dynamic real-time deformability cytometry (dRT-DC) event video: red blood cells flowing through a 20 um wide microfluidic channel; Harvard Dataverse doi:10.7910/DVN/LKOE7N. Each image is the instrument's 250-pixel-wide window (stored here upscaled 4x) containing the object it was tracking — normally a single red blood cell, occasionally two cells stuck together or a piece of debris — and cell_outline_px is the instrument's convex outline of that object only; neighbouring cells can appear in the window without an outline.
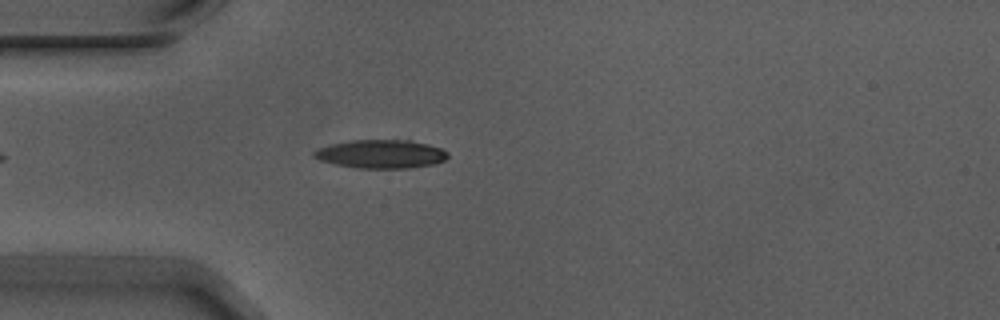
{"species": "Egyptian fruit bat (a non-hibernating species)", "species_latin": "Rousettus aegyptiacus", "temperature_condition": "warm", "stored_images_in_passage": 2, "camera_frame_rate_fps": 3000, "um_per_image_px": 0.085, "animal": {"sex": "male"}, "frame": {"image": 1, "passage_image": 2, "time_ms": 0.333, "image_size_px": [1000, 320], "cell_outline_px": [[448, 156], [444, 160], [432, 164], [408, 168], [356, 168], [336, 164], [320, 160], [312, 156], [312, 152], [320, 148], [332, 144], [348, 140], [412, 140], [428, 144], [440, 148], [448, 152]], "centroid_in_image_um": [32.38, 13.08], "position_along_channel_um": 52.6, "area_um2": 22.14}}